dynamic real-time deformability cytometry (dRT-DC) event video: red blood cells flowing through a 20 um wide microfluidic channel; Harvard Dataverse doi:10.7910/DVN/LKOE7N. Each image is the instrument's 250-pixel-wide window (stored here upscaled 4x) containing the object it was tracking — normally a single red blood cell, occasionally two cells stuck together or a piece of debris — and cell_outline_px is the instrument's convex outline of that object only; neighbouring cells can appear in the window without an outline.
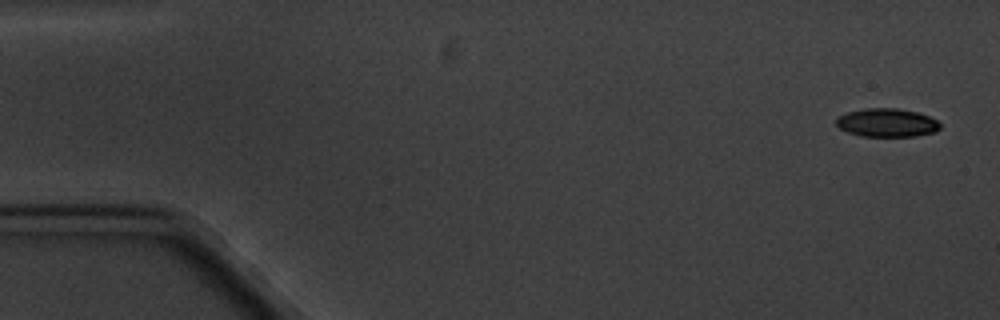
{"species": "common noctule bat (a hibernating species)", "species_latin": "Nyctalus noctula", "temperature_condition": "cold", "stored_images_in_passage": 4, "camera_frame_rate_fps": 3000, "um_per_image_px": 0.085, "animal": {"sex": "male", "body_mass_g": 20.1, "forearm_length_mm": 53.5}, "frame": {"image": 1, "passage_image": 1, "time_ms": 0.0, "image_size_px": [1000, 320], "cell_outline_px": [[940, 128], [936, 132], [916, 136], [860, 136], [848, 132], [840, 128], [836, 124], [836, 120], [840, 116], [848, 112], [864, 108], [896, 108], [916, 112], [928, 116], [936, 120], [940, 124]], "centroid_in_image_um": [75.4, 10.43], "position_along_channel_um": 9.6, "area_um2": 17.11}}